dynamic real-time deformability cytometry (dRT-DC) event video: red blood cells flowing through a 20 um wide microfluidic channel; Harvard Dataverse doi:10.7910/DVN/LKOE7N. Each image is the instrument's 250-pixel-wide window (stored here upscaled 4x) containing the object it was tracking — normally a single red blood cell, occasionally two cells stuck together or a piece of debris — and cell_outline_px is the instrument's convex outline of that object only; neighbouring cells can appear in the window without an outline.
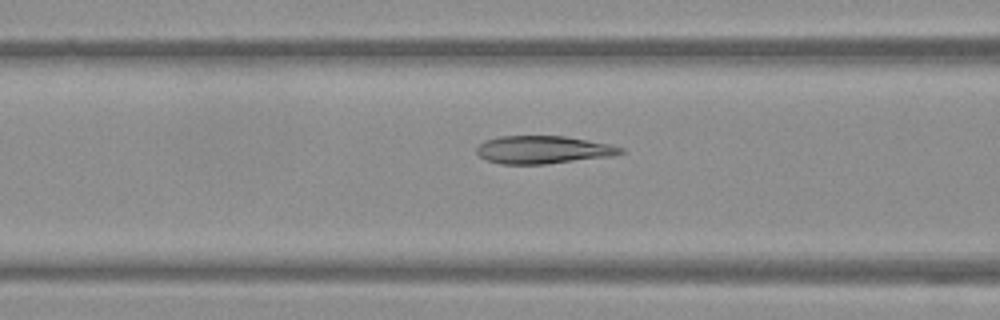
{"species": "Egyptian fruit bat (a non-hibernating species)", "species_latin": "Rousettus aegyptiacus", "temperature_condition": "warm", "stored_images_in_passage": 49, "camera_frame_rate_fps": 3000, "um_per_image_px": 0.085, "frame": {"image": 1, "passage_image": 17, "time_ms": 5.333, "image_size_px": [1000, 320], "cell_outline_px": [[624, 152], [612, 156], [544, 164], [500, 164], [484, 160], [476, 152], [476, 148], [484, 140], [500, 136], [564, 136], [612, 144], [624, 148]], "centroid_in_image_um": [46.15, 12.73], "position_along_channel_um": 120.5, "area_um2": 23.47}}
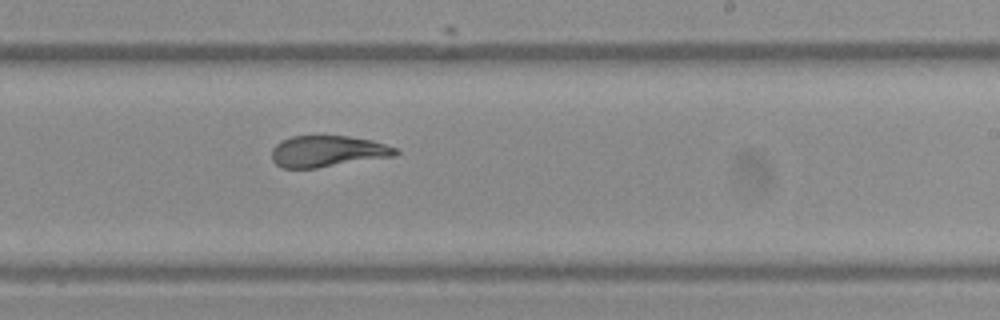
{"frame": {"image": 2, "passage_image": 28, "time_ms": 9.0, "image_size_px": [1000, 320], "cell_outline_px": [[400, 152], [396, 156], [316, 168], [284, 168], [276, 164], [272, 160], [272, 148], [280, 140], [292, 136], [348, 136], [372, 140], [396, 148]], "centroid_in_image_um": [27.85, 12.86], "position_along_channel_um": 261.2, "area_um2": 22.66}}
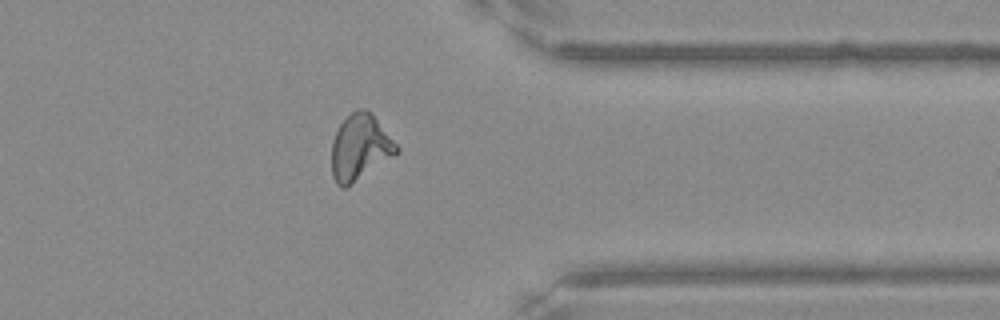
{"frame": {"image": 3, "passage_image": 38, "time_ms": 12.333, "image_size_px": [1000, 320], "cell_outline_px": [[400, 152], [344, 188], [340, 188], [336, 184], [332, 176], [332, 140], [340, 124], [356, 108], [364, 108], [372, 112], [400, 148]], "centroid_in_image_um": [30.61, 12.51], "position_along_channel_um": 380.8, "area_um2": 24.85}, "authors_computed_cell_mechanics": {"area_um2": 24.4494, "velocity_mm_per_s": 3.839, "shape_relaxation_time_tau1_ms": null, "shape_relaxation_time_tau2_ms": 3.9047, "deformation_change_tau1": null, "deformation_change_tau2": 0.07}}